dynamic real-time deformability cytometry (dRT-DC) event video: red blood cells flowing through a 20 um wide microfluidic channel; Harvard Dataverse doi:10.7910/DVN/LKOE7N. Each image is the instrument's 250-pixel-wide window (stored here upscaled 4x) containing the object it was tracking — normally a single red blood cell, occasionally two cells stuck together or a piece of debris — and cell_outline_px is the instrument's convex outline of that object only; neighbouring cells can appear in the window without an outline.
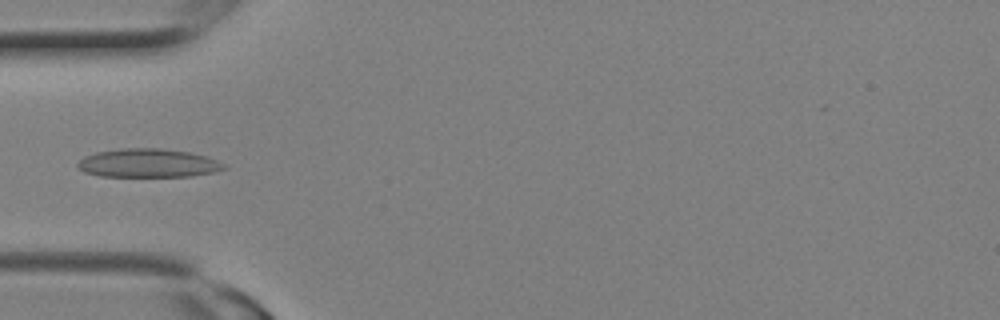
{"species": "Egyptian fruit bat (a non-hibernating species)", "species_latin": "Rousettus aegyptiacus", "temperature_condition": "room temperature", "stored_images_in_passage": 8, "camera_frame_rate_fps": 3000, "um_per_image_px": 0.085, "animal": {"sex": "female"}, "frame": {"image": 1, "passage_image": 7, "time_ms": 2.0, "image_size_px": [1000, 320], "cell_outline_px": [[228, 168], [216, 172], [192, 176], [100, 176], [84, 172], [76, 164], [84, 156], [96, 152], [120, 148], [164, 148], [188, 152], [208, 156], [224, 164]], "centroid_in_image_um": [12.62, 13.86], "position_along_channel_um": 72.4, "area_um2": 24.51}}